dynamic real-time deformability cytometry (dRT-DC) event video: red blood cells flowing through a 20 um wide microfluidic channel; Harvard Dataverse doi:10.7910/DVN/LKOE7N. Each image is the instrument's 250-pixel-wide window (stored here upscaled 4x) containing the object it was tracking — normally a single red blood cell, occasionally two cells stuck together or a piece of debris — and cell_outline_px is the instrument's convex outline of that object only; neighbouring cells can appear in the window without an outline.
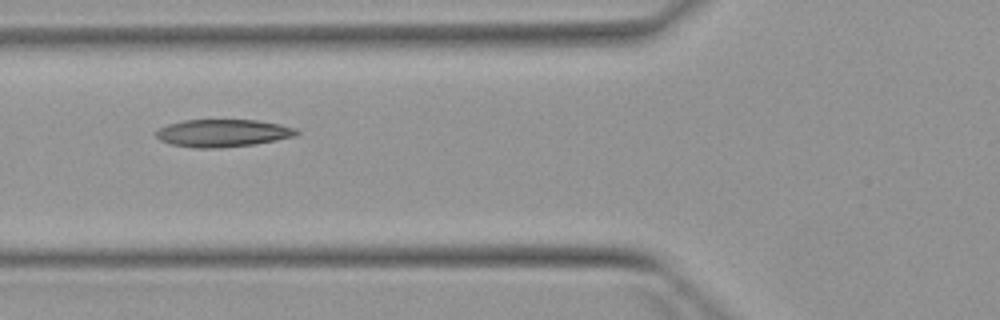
{"species": "Egyptian fruit bat (a non-hibernating species)", "species_latin": "Rousettus aegyptiacus", "temperature_condition": "warm", "stored_images_in_passage": 8, "camera_frame_rate_fps": 3000, "um_per_image_px": 0.085, "animal": {"sex": "female"}, "frame": {"image": 1, "passage_image": 5, "time_ms": 6.0, "image_size_px": [1000, 320], "cell_outline_px": [[300, 132], [296, 136], [256, 144], [220, 148], [192, 148], [172, 144], [160, 140], [156, 136], [156, 132], [160, 128], [168, 124], [184, 120], [256, 120], [280, 124], [296, 128]], "centroid_in_image_um": [18.96, 11.32], "position_along_channel_um": 106.8, "area_um2": 22.6}}
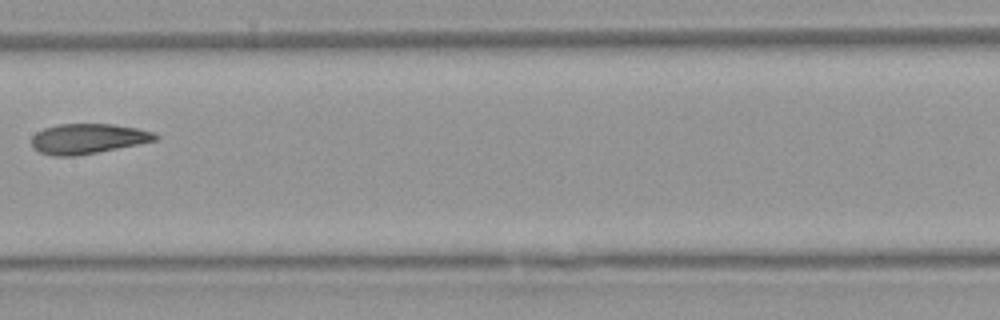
{"frame": {"image": 2, "passage_image": 7, "time_ms": 8.333, "image_size_px": [1000, 320], "cell_outline_px": [[160, 136], [156, 140], [76, 156], [52, 156], [40, 152], [32, 148], [32, 136], [36, 132], [44, 128], [56, 124], [112, 124], [136, 128], [152, 132]], "centroid_in_image_um": [7.41, 11.78], "position_along_channel_um": 200.0, "area_um2": 21.5}}
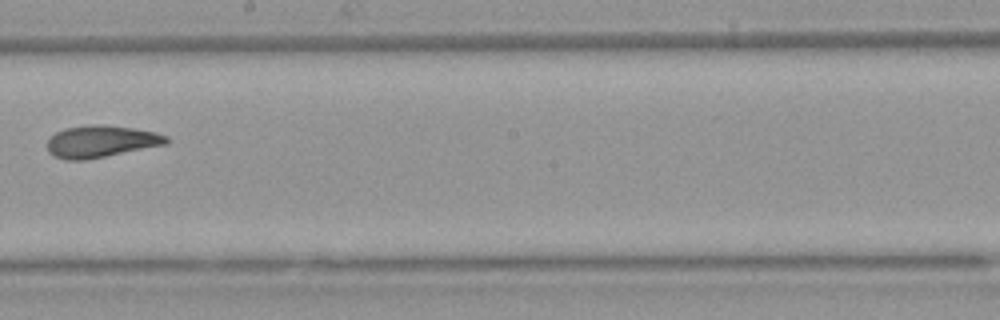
{"frame": {"image": 3, "passage_image": 8, "time_ms": 9.333, "image_size_px": [1000, 320], "cell_outline_px": [[168, 144], [84, 160], [64, 160], [52, 156], [48, 152], [48, 140], [56, 132], [64, 128], [100, 124], [132, 128], [156, 132], [168, 136]], "centroid_in_image_um": [8.58, 12.03], "position_along_channel_um": 239.6, "area_um2": 22.08}}